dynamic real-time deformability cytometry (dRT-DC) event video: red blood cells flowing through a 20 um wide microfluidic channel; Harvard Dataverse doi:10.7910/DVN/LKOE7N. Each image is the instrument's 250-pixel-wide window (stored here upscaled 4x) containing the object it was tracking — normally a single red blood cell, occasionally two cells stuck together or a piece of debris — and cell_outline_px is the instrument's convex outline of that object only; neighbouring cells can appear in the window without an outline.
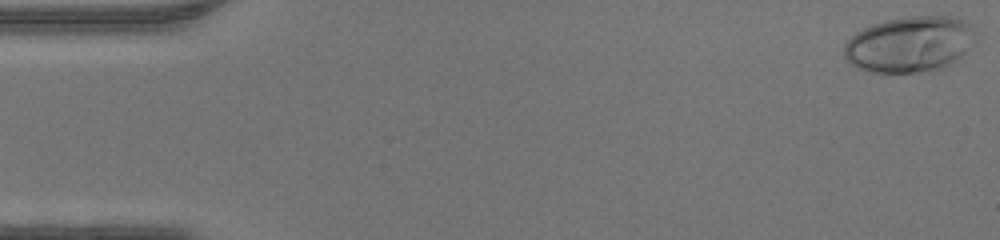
{"species": "human", "species_latin": "Homo sapiens", "temperature_condition": "warm", "stored_images_in_passage": 44, "camera_frame_rate_fps": 3000, "um_per_image_px": 0.085, "donor": {"sex": "male"}, "frame": {"image": 1, "passage_image": 1, "time_ms": 0.0, "image_size_px": [1000, 240], "cell_outline_px": [[980, 36], [960, 56], [936, 72], [872, 72], [856, 68], [844, 56], [844, 44], [856, 32], [872, 24], [884, 20], [904, 16], [956, 16], [968, 20], [972, 24]], "centroid_in_image_um": [77.38, 3.73], "position_along_channel_um": 7.6, "area_um2": 43.52}}
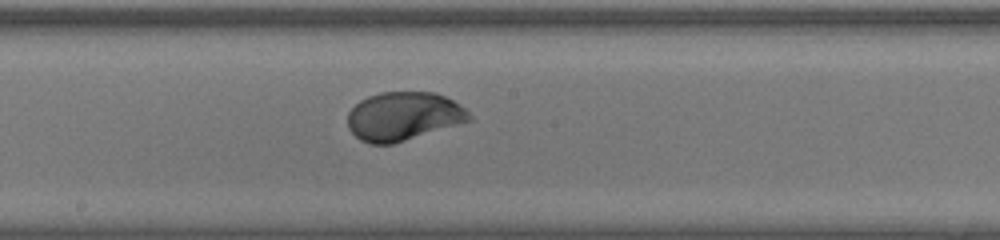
{"frame": {"image": 2, "passage_image": 25, "time_ms": 8.0, "image_size_px": [1000, 240], "cell_outline_px": [[472, 120], [392, 144], [368, 144], [360, 140], [348, 128], [348, 112], [360, 100], [368, 96], [380, 92], [436, 92], [460, 104], [472, 116]], "centroid_in_image_um": [34.28, 9.88], "position_along_channel_um": 213.9, "area_um2": 34.33}}
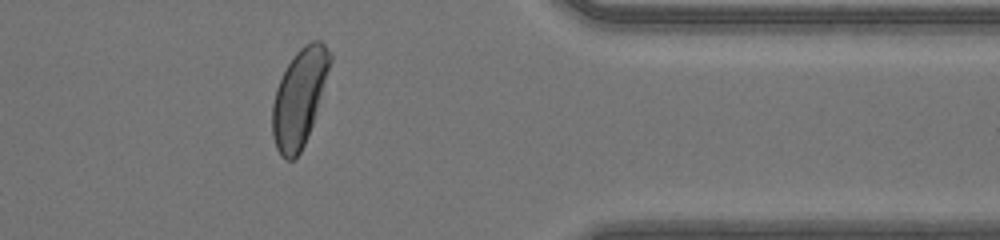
{"frame": {"image": 3, "passage_image": 38, "time_ms": 12.333, "image_size_px": [1000, 240], "cell_outline_px": [[332, 60], [312, 124], [304, 144], [300, 152], [292, 160], [284, 160], [280, 156], [276, 148], [272, 136], [272, 104], [276, 88], [288, 64], [296, 52], [304, 44], [312, 40], [320, 40], [324, 44], [332, 56]], "centroid_in_image_um": [25.42, 8.3], "position_along_channel_um": 386.0, "area_um2": 32.31}}